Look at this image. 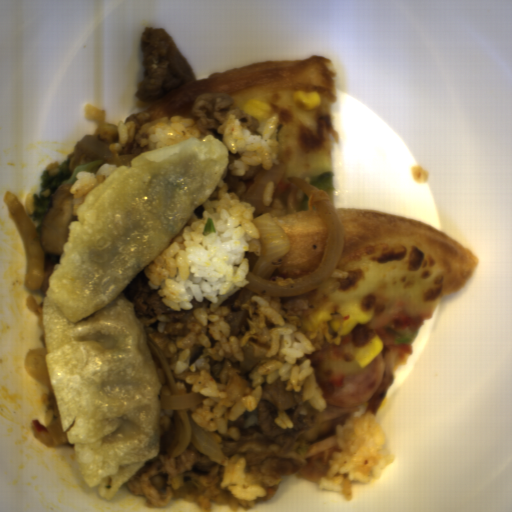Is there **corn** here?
<instances>
[{"label":"corn","instance_id":"corn-1","mask_svg":"<svg viewBox=\"0 0 512 512\" xmlns=\"http://www.w3.org/2000/svg\"><path fill=\"white\" fill-rule=\"evenodd\" d=\"M339 336H346L357 324H367L372 321L370 313H366L358 304H349L339 310Z\"/></svg>","mask_w":512,"mask_h":512},{"label":"corn","instance_id":"corn-2","mask_svg":"<svg viewBox=\"0 0 512 512\" xmlns=\"http://www.w3.org/2000/svg\"><path fill=\"white\" fill-rule=\"evenodd\" d=\"M384 348V341L380 335L372 337L355 355V359L362 367H366Z\"/></svg>","mask_w":512,"mask_h":512},{"label":"corn","instance_id":"corn-3","mask_svg":"<svg viewBox=\"0 0 512 512\" xmlns=\"http://www.w3.org/2000/svg\"><path fill=\"white\" fill-rule=\"evenodd\" d=\"M241 111L257 119L258 122H264L270 119L273 113L271 105L254 98L247 101Z\"/></svg>","mask_w":512,"mask_h":512},{"label":"corn","instance_id":"corn-4","mask_svg":"<svg viewBox=\"0 0 512 512\" xmlns=\"http://www.w3.org/2000/svg\"><path fill=\"white\" fill-rule=\"evenodd\" d=\"M293 97L295 102L307 111L315 110L321 103V98L318 92L314 91L300 89L294 92Z\"/></svg>","mask_w":512,"mask_h":512},{"label":"corn","instance_id":"corn-5","mask_svg":"<svg viewBox=\"0 0 512 512\" xmlns=\"http://www.w3.org/2000/svg\"><path fill=\"white\" fill-rule=\"evenodd\" d=\"M331 318H332V315H331L330 311L325 310L323 308L316 311L312 317L314 323H322L325 321H329V320H331Z\"/></svg>","mask_w":512,"mask_h":512}]
</instances>
